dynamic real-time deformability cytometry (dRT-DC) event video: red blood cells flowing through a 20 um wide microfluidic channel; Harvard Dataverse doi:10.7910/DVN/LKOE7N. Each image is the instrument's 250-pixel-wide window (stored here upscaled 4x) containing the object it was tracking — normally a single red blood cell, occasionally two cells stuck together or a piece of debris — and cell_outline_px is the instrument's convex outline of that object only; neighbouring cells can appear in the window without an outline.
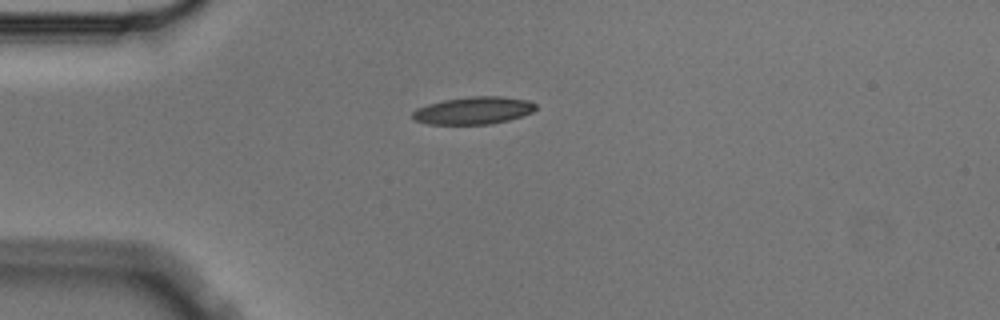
{"species": "Egyptian fruit bat (a non-hibernating species)", "species_latin": "Rousettus aegyptiacus", "temperature_condition": "cold", "stored_images_in_passage": 5, "camera_frame_rate_fps": 3000, "um_per_image_px": 0.085, "animal": {"sex": "male"}, "frame": {"image": 1, "passage_image": 1, "time_ms": 0.0, "image_size_px": [1000, 320], "cell_outline_px": [[536, 108], [532, 112], [508, 120], [492, 124], [428, 124], [412, 120], [412, 112], [416, 108], [428, 104], [444, 100], [472, 96], [500, 96], [528, 100], [536, 104]], "centroid_in_image_um": [40.21, 9.39], "position_along_channel_um": 44.8, "area_um2": 19.71}}
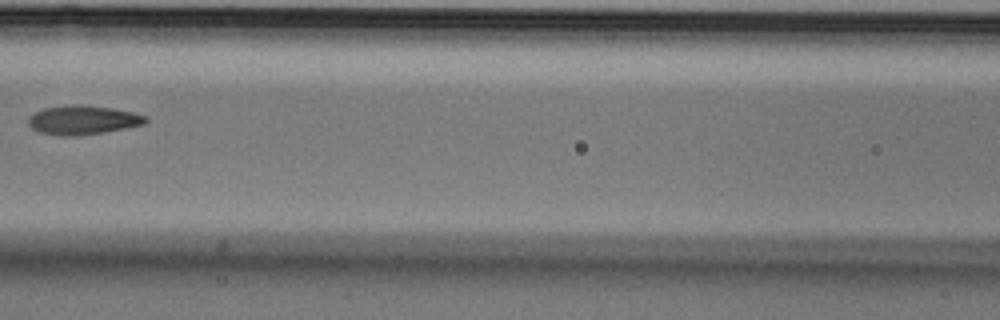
{"frame": {"image": 2, "passage_image": 4, "time_ms": 1.0, "image_size_px": [1000, 320], "cell_outline_px": [[148, 120], [144, 124], [104, 132], [72, 136], [60, 136], [40, 132], [32, 128], [28, 124], [28, 116], [32, 112], [44, 108], [72, 104], [84, 104], [112, 108], [132, 112], [148, 116]], "centroid_in_image_um": [7.01, 10.18], "position_along_channel_um": 159.6, "area_um2": 20.0}}
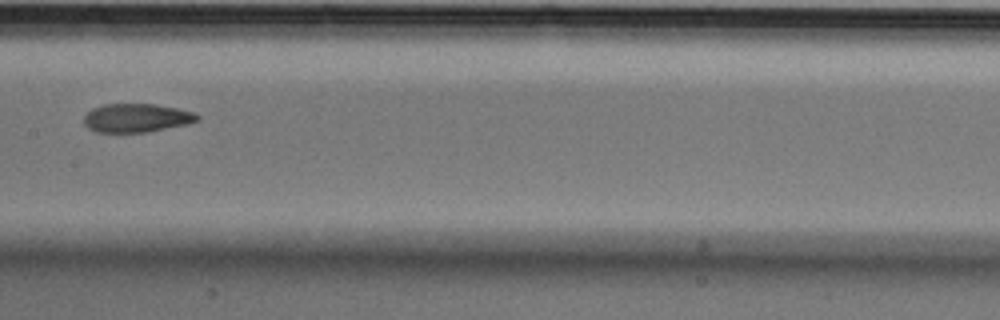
{"frame": {"image": 3, "passage_image": 5, "time_ms": 1.333, "image_size_px": [1000, 320], "cell_outline_px": [[200, 120], [188, 124], [148, 132], [96, 132], [88, 128], [84, 124], [84, 116], [92, 108], [104, 104], [156, 104], [196, 112], [200, 116]], "centroid_in_image_um": [11.64, 10.02], "position_along_channel_um": 195.8, "area_um2": 19.07}}